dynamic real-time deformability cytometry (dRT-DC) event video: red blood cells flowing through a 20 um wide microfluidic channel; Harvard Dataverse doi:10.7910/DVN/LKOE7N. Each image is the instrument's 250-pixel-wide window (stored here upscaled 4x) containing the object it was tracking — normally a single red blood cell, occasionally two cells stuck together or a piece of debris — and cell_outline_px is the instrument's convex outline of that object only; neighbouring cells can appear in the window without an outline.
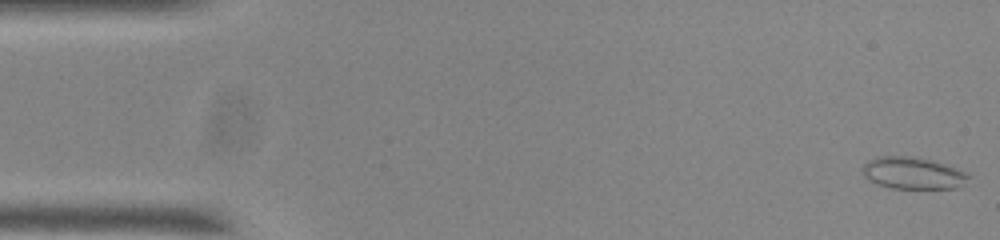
{"species": "common noctule bat (a hibernating species)", "species_latin": "Nyctalus noctula", "temperature_condition": "room temperature", "stored_images_in_passage": 54, "camera_frame_rate_fps": 3000, "um_per_image_px": 0.085, "animal": {"sex": "male", "body_mass_g": 20.0, "forearm_length_mm": 53.3}, "frame": {"image": 1, "passage_image": 1, "time_ms": 0.0, "image_size_px": [1000, 240], "cell_outline_px": [[972, 176], [960, 188], [892, 188], [880, 184], [864, 176], [860, 172], [860, 168], [868, 160], [876, 156], [912, 156], [932, 160], [944, 164], [964, 172]], "centroid_in_image_um": [77.58, 14.7], "position_along_channel_um": 7.4, "area_um2": 19.71}}
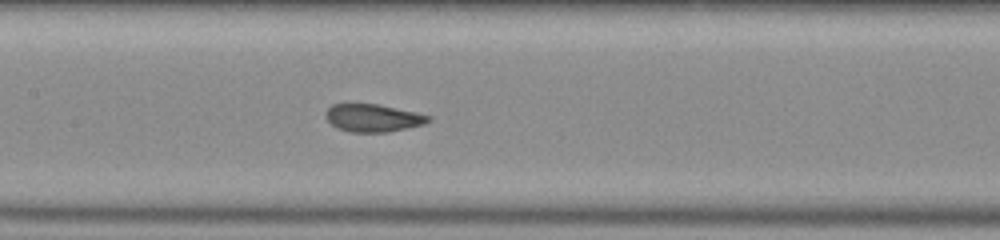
{"frame": {"image": 2, "passage_image": 25, "time_ms": 8.0, "image_size_px": [1000, 240], "cell_outline_px": [[432, 120], [424, 124], [388, 132], [348, 132], [336, 128], [324, 116], [324, 112], [332, 104], [376, 104], [416, 112], [432, 116]], "centroid_in_image_um": [31.69, 10.03], "position_along_channel_um": 175.7, "area_um2": 16.65}}
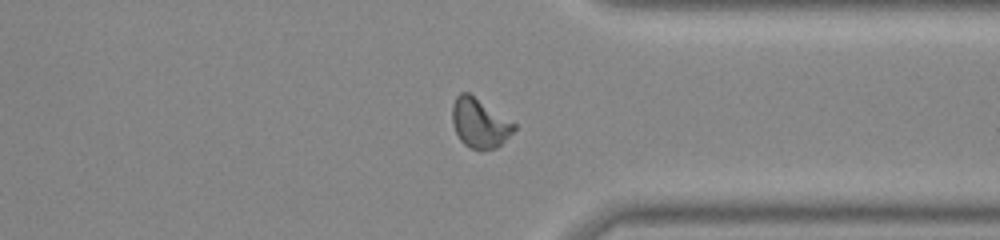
{"frame": {"image": 3, "passage_image": 41, "time_ms": 13.333, "image_size_px": [1000, 240], "cell_outline_px": [[516, 128], [496, 148], [480, 152], [468, 148], [460, 140], [452, 124], [452, 104], [456, 96], [460, 92], [468, 92], [516, 124]], "centroid_in_image_um": [40.73, 10.49], "position_along_channel_um": 370.7, "area_um2": 17.86}, "authors_computed_cell_mechanics": {"area_um2": 17.4556, "velocity_mm_per_s": 3.7241, "shape_relaxation_time_tau1_ms": null, "shape_relaxation_time_tau2_ms": 0.8092, "deformation_change_tau1": null, "deformation_change_tau2": 0.057}}